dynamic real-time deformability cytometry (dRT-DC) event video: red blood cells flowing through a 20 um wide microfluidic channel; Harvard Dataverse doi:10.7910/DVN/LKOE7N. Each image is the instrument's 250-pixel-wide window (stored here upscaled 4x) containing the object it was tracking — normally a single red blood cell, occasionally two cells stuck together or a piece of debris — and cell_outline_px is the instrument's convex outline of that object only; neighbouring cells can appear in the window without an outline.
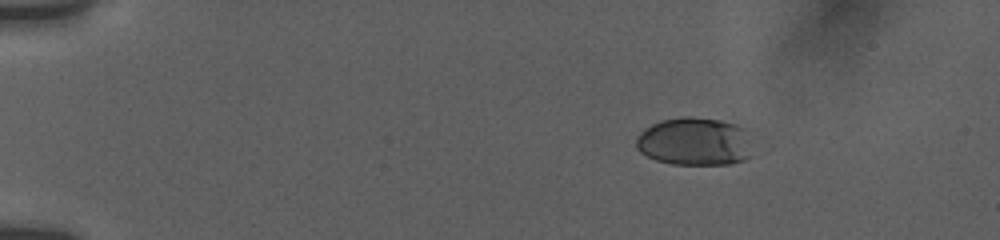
{"species": "human", "species_latin": "Homo sapiens", "temperature_condition": "room temperature", "stored_images_in_passage": 42, "camera_frame_rate_fps": 3000, "um_per_image_px": 0.085, "donor": {"sex": "female"}, "frame": {"image": 1, "passage_image": 1, "time_ms": 0.0, "image_size_px": [1000, 240], "cell_outline_px": [[752, 156], [744, 160], [728, 164], [672, 164], [656, 160], [640, 152], [636, 148], [636, 136], [644, 128], [660, 120], [684, 116], [692, 116], [720, 120], [736, 124], [744, 128]], "centroid_in_image_um": [59.0, 12.02], "position_along_channel_um": 26.0, "area_um2": 32.71}}
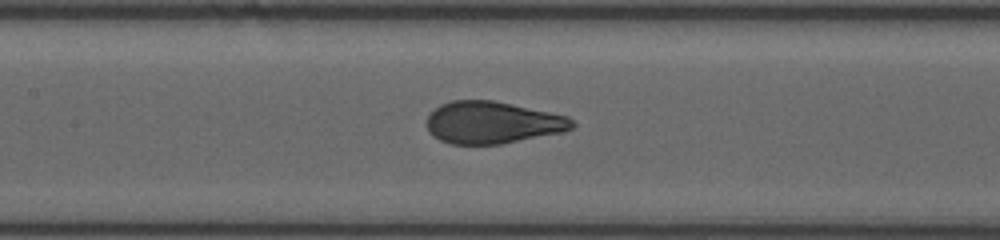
{"frame": {"image": 2, "passage_image": 18, "time_ms": 6.333, "image_size_px": [1000, 240], "cell_outline_px": [[576, 124], [572, 128], [564, 132], [500, 144], [452, 144], [440, 140], [432, 136], [428, 132], [424, 124], [428, 116], [440, 104], [452, 100], [492, 100], [512, 104], [568, 116]], "centroid_in_image_um": [41.83, 10.42], "position_along_channel_um": 165.6, "area_um2": 35.84}}
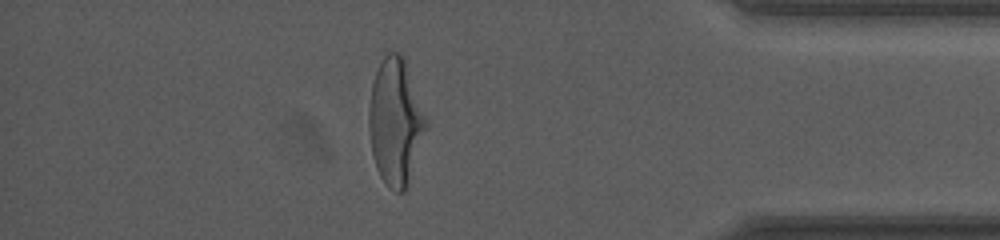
{"frame": {"image": 3, "passage_image": 36, "time_ms": 13.333, "image_size_px": [1000, 240], "cell_outline_px": [[428, 124], [408, 184], [404, 192], [396, 192], [380, 176], [376, 168], [372, 152], [368, 128], [368, 108], [372, 84], [376, 72], [384, 56], [388, 52], [400, 52], [404, 56], [428, 120]], "centroid_in_image_um": [33.62, 10.32], "position_along_channel_um": 401.6, "area_um2": 42.08}, "authors_computed_cell_mechanics": {"area_um2": 36.6741, "velocity_mm_per_s": 3.7829, "shape_relaxation_time_tau1_ms": 5.3743, "shape_relaxation_time_tau2_ms": null, "deformation_change_tau1": 0.1861, "deformation_change_tau2": null}}